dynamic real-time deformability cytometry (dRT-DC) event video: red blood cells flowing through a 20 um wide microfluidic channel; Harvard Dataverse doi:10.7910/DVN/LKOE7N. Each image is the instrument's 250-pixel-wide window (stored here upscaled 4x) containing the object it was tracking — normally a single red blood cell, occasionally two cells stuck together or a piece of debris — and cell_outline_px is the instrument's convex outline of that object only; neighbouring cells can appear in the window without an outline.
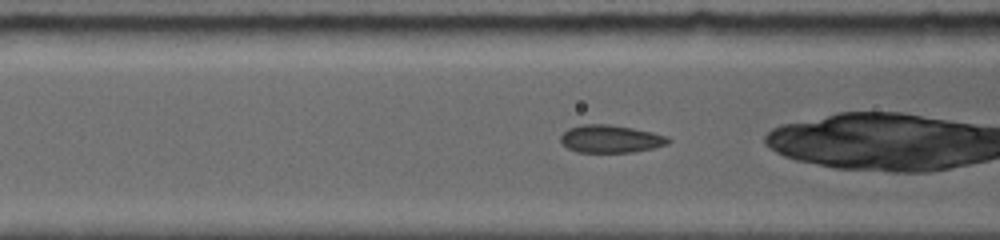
{"species": "common noctule bat (a hibernating species)", "species_latin": "Nyctalus noctula", "temperature_condition": "room temperature", "stored_images_in_passage": 46, "camera_frame_rate_fps": 5000, "um_per_image_px": 0.085, "animal": {"sex": "female", "body_mass_g": 19.0, "forearm_length_mm": 56.7}, "frame": {"image": 1, "passage_image": 6, "time_ms": 1.2, "image_size_px": [1000, 240], "cell_outline_px": [[672, 140], [668, 144], [652, 148], [632, 152], [576, 152], [568, 148], [560, 140], [560, 136], [568, 128], [580, 124], [608, 124], [632, 128], [652, 132], [668, 136]], "centroid_in_image_um": [51.9, 11.8], "position_along_channel_um": 114.7, "area_um2": 17.4}}
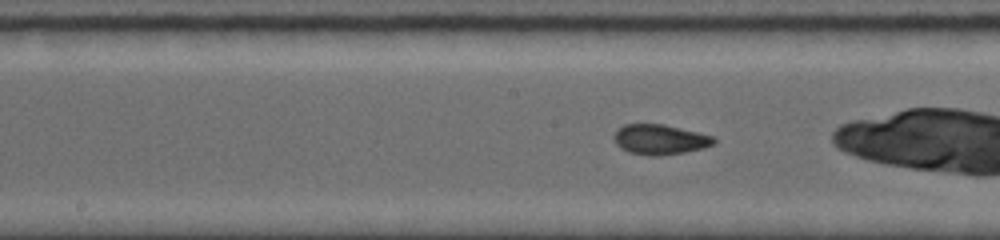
{"frame": {"image": 2, "passage_image": 15, "time_ms": 3.2, "image_size_px": [1000, 240], "cell_outline_px": [[716, 144], [704, 148], [684, 152], [660, 156], [648, 156], [628, 152], [620, 148], [612, 140], [612, 136], [616, 128], [624, 124], [664, 124], [716, 136]], "centroid_in_image_um": [56.08, 11.85], "position_along_channel_um": 192.1, "area_um2": 18.03}}
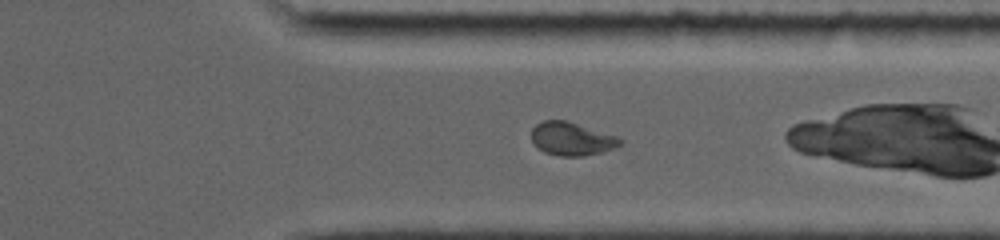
{"frame": {"image": 3, "passage_image": 33, "time_ms": 7.6, "image_size_px": [1000, 240], "cell_outline_px": [[624, 144], [600, 152], [584, 156], [560, 156], [544, 152], [532, 144], [532, 128], [536, 124], [544, 120], [568, 120], [616, 136], [624, 140]], "centroid_in_image_um": [48.58, 11.79], "position_along_channel_um": 362.8, "area_um2": 17.28}}